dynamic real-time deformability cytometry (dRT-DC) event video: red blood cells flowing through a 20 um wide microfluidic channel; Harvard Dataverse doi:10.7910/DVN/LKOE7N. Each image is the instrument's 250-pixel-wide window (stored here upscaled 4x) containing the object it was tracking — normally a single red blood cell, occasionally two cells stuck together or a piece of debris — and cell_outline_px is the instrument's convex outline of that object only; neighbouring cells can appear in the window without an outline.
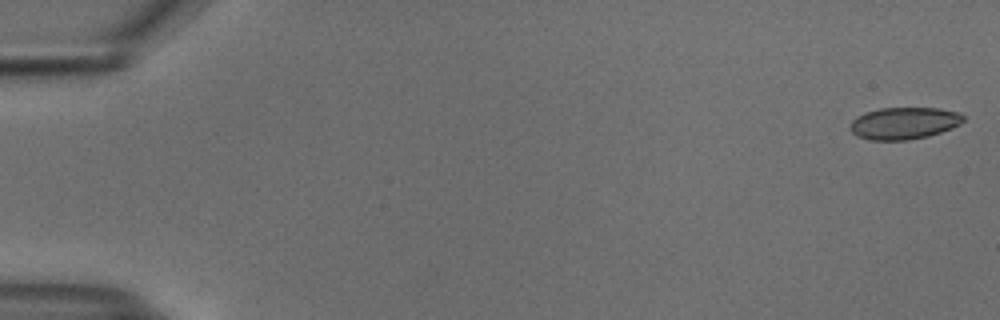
{"species": "common noctule bat (a hibernating species)", "species_latin": "Nyctalus noctula", "temperature_condition": "cold", "stored_images_in_passage": 14, "camera_frame_rate_fps": 3000, "um_per_image_px": 0.085, "animal": {"sex": "male", "body_mass_g": 18.8}, "frame": {"image": 1, "passage_image": 1, "time_ms": 0.0, "image_size_px": [1000, 320], "cell_outline_px": [[964, 120], [960, 124], [952, 128], [928, 136], [908, 140], [868, 140], [856, 136], [848, 128], [852, 120], [856, 116], [864, 112], [880, 108], [940, 108], [960, 112], [964, 116]], "centroid_in_image_um": [76.82, 10.47], "position_along_channel_um": 8.2, "area_um2": 21.39}}
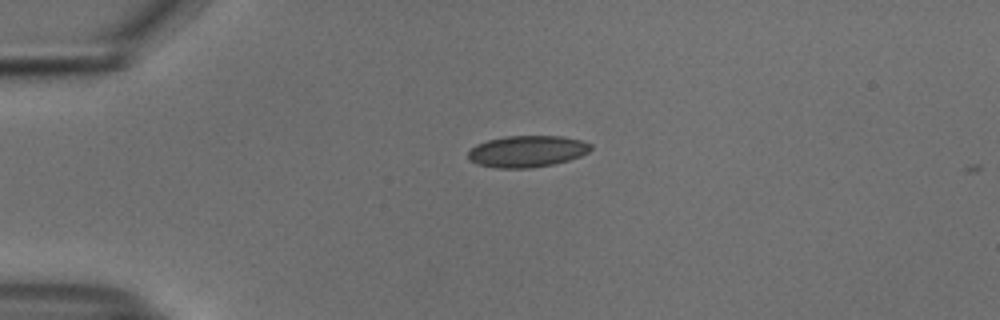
{"frame": {"image": 2, "passage_image": 13, "time_ms": 4.0, "image_size_px": [1000, 320], "cell_outline_px": [[592, 148], [588, 152], [580, 156], [568, 160], [552, 164], [528, 168], [496, 168], [480, 164], [468, 160], [468, 152], [476, 144], [488, 140], [508, 136], [560, 136], [580, 140], [592, 144]], "centroid_in_image_um": [44.8, 12.86], "position_along_channel_um": 40.2, "area_um2": 22.37}}